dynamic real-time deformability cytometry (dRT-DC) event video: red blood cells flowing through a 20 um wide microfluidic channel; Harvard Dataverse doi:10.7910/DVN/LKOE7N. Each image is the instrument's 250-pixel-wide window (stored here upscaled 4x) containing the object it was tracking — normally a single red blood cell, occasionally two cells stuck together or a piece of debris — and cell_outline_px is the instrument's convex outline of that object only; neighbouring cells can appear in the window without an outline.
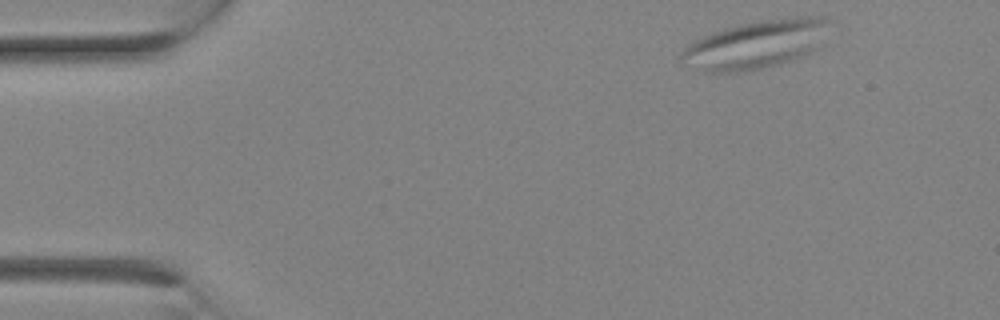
{"species": "Egyptian fruit bat (a non-hibernating species)", "species_latin": "Rousettus aegyptiacus", "temperature_condition": "room temperature", "stored_images_in_passage": 11, "camera_frame_rate_fps": 3000, "um_per_image_px": 0.085, "animal": {"sex": "female"}, "frame": {"image": 1, "passage_image": 1, "time_ms": 0.0, "image_size_px": [1000, 320], "cell_outline_px": [[828, 20], [820, 48], [812, 52], [780, 64], [764, 68], [736, 72], [704, 72], [680, 60], [680, 52], [684, 48], [696, 40], [704, 36], [724, 28], [736, 24], [800, 16], [828, 16]], "centroid_in_image_um": [64.26, 3.78], "position_along_channel_um": 20.7, "area_um2": 41.33}}